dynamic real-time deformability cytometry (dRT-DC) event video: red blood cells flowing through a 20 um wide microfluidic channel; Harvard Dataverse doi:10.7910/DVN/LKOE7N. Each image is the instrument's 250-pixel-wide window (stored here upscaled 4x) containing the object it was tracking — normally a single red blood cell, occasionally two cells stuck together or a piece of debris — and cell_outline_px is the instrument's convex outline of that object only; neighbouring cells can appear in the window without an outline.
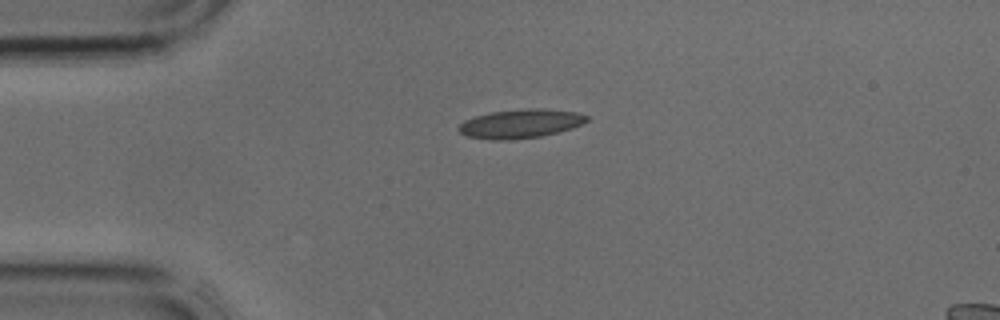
{"species": "common noctule bat (a hibernating species)", "species_latin": "Nyctalus noctula", "temperature_condition": "cold", "stored_images_in_passage": 1, "camera_frame_rate_fps": 3000, "um_per_image_px": 0.085, "animal": {"sex": "male", "body_mass_g": 17.9, "forearm_length_mm": 54.2}, "frame": {"image": 1, "passage_image": 1, "time_ms": 0.0, "image_size_px": [1000, 320], "cell_outline_px": [[588, 120], [572, 128], [540, 136], [512, 140], [492, 140], [468, 136], [460, 132], [456, 128], [464, 120], [476, 116], [492, 112], [528, 108], [540, 108], [576, 112], [588, 116]], "centroid_in_image_um": [44.21, 10.51], "position_along_channel_um": 40.8, "area_um2": 21.39}}